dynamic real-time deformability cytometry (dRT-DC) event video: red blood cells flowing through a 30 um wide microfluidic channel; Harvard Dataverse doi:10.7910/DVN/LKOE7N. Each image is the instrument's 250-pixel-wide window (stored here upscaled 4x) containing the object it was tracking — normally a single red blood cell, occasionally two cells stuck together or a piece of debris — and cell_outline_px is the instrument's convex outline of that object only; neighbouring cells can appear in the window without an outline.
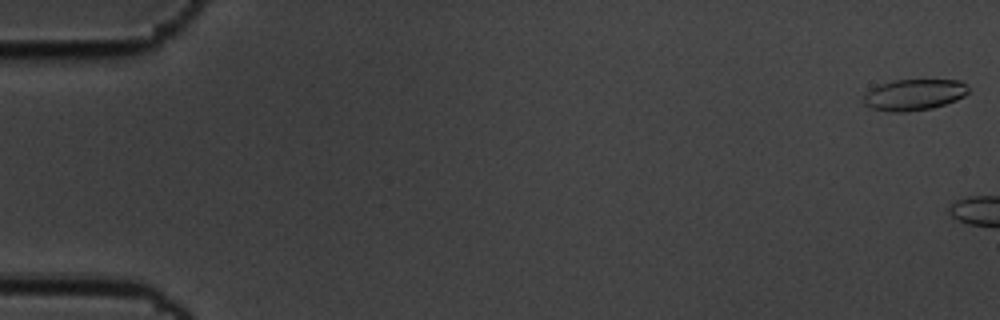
{"species": "common noctule bat (a hibernating species)", "species_latin": "Nyctalus noctula", "temperature_condition": "cold", "stored_images_in_passage": 5, "camera_frame_rate_fps": 3000, "um_per_image_px": 0.085, "animal": {"sex": "male", "body_mass_g": 19.5, "forearm_length_mm": 54.6}, "frame": {"image": 1, "passage_image": 1, "time_ms": 0.0, "image_size_px": [1000, 320], "cell_outline_px": [[968, 92], [964, 96], [956, 100], [932, 108], [908, 112], [892, 112], [868, 108], [864, 104], [864, 96], [872, 88], [880, 84], [896, 80], [960, 80], [968, 84]], "centroid_in_image_um": [77.71, 8.06], "position_along_channel_um": 7.3, "area_um2": 19.07}}